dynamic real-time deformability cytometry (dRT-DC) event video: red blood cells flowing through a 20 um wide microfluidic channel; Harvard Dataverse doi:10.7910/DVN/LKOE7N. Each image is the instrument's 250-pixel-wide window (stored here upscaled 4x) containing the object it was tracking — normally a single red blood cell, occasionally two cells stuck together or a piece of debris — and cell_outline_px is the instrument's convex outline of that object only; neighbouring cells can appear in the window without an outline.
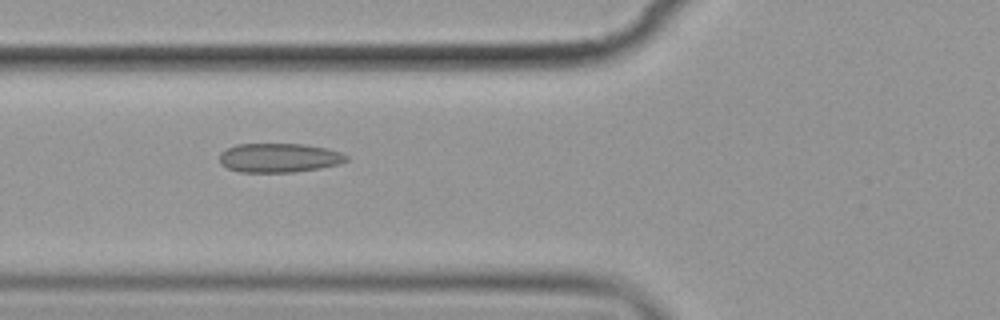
{"species": "common noctule bat (a hibernating species)", "species_latin": "Nyctalus noctula", "temperature_condition": "cold", "stored_images_in_passage": 7, "camera_frame_rate_fps": 3000, "um_per_image_px": 0.085, "animal": {"sex": "female", "body_mass_g": 19.9}, "frame": {"image": 1, "passage_image": 4, "time_ms": 3.333, "image_size_px": [1000, 320], "cell_outline_px": [[348, 160], [340, 164], [320, 168], [292, 172], [240, 172], [228, 168], [220, 164], [220, 152], [236, 144], [304, 144], [328, 148], [340, 152], [348, 156]], "centroid_in_image_um": [23.73, 13.41], "position_along_channel_um": 102.1, "area_um2": 21.62}}
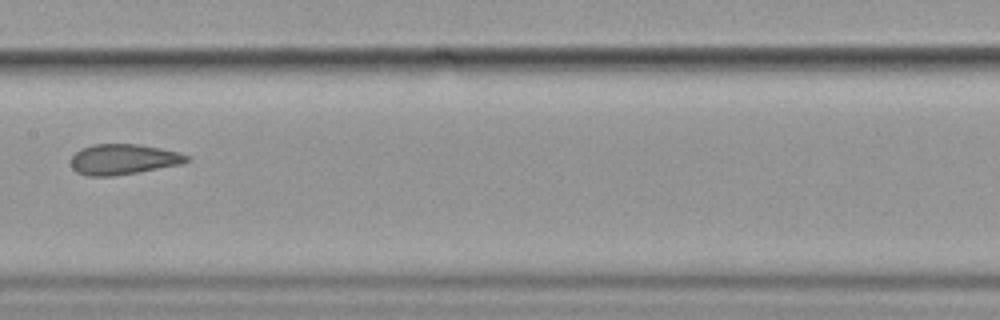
{"frame": {"image": 2, "passage_image": 6, "time_ms": 6.0, "image_size_px": [1000, 320], "cell_outline_px": [[188, 160], [180, 164], [136, 172], [112, 176], [88, 176], [76, 172], [72, 168], [72, 156], [80, 148], [92, 144], [136, 144], [160, 148], [180, 152], [188, 156]], "centroid_in_image_um": [10.44, 13.53], "position_along_channel_um": 197.0, "area_um2": 20.35}}
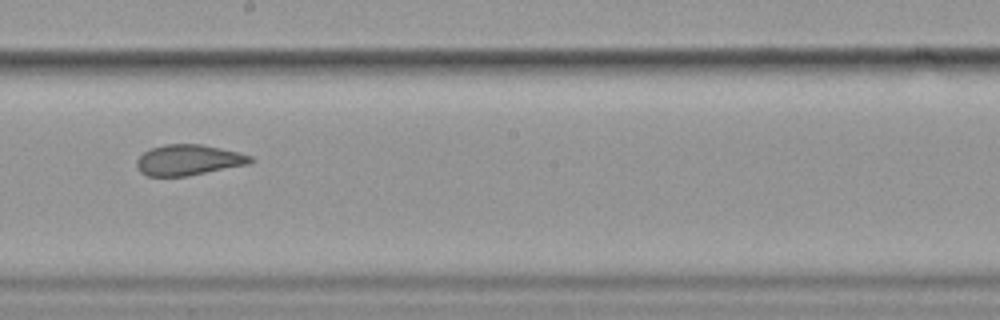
{"frame": {"image": 3, "passage_image": 7, "time_ms": 7.0, "image_size_px": [1000, 320], "cell_outline_px": [[256, 160], [248, 164], [188, 176], [148, 176], [140, 172], [136, 164], [136, 160], [144, 152], [152, 148], [164, 144], [200, 144], [240, 152], [252, 156]], "centroid_in_image_um": [16.04, 13.6], "position_along_channel_um": 232.2, "area_um2": 20.35}}